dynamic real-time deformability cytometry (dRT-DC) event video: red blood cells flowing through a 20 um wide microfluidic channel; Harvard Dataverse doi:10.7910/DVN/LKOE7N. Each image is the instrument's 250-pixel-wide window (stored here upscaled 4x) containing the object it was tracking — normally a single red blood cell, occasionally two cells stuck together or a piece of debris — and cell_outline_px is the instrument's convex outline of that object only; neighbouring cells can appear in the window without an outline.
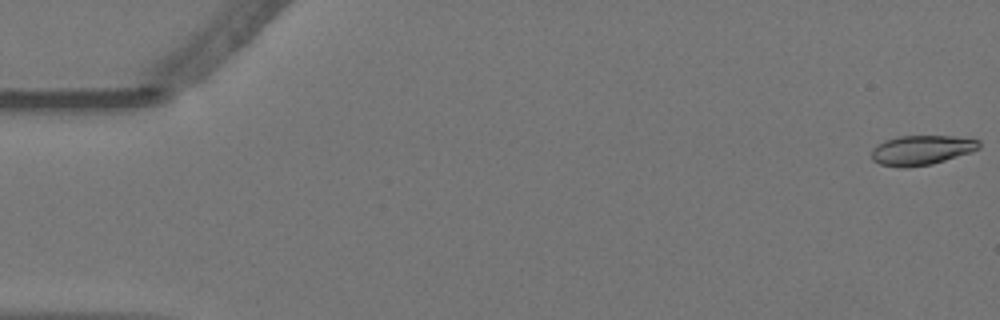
{"species": "Egyptian fruit bat (a non-hibernating species)", "species_latin": "Rousettus aegyptiacus", "temperature_condition": "warm", "stored_images_in_passage": 42, "camera_frame_rate_fps": 3000, "um_per_image_px": 0.085, "animal": {"sex": "female"}, "frame": {"image": 1, "passage_image": 1, "time_ms": 0.0, "image_size_px": [1000, 320], "cell_outline_px": [[980, 148], [972, 152], [932, 164], [904, 168], [900, 168], [880, 164], [872, 160], [872, 148], [884, 140], [900, 136], [956, 136], [980, 140]], "centroid_in_image_um": [78.34, 12.76], "position_along_channel_um": 6.7, "area_um2": 18.73}}
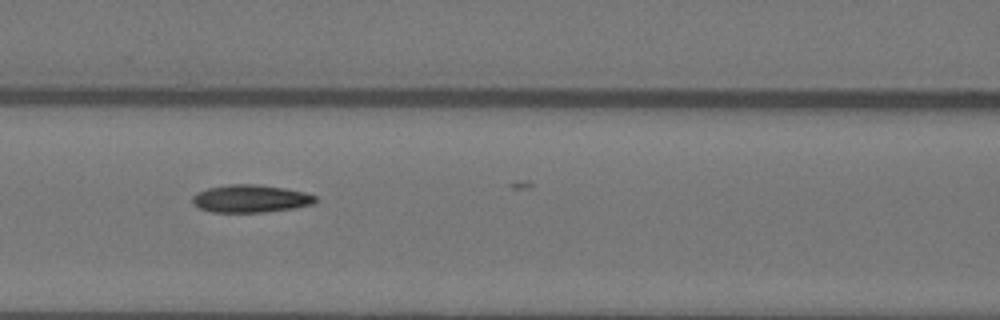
{"frame": {"image": 2, "passage_image": 25, "time_ms": 8.0, "image_size_px": [1000, 320], "cell_outline_px": [[316, 200], [312, 204], [292, 208], [264, 212], [212, 212], [200, 208], [192, 200], [192, 196], [196, 192], [208, 188], [228, 184], [256, 184], [284, 188], [304, 192], [316, 196]], "centroid_in_image_um": [21.28, 16.88], "position_along_channel_um": 145.3, "area_um2": 19.65}}
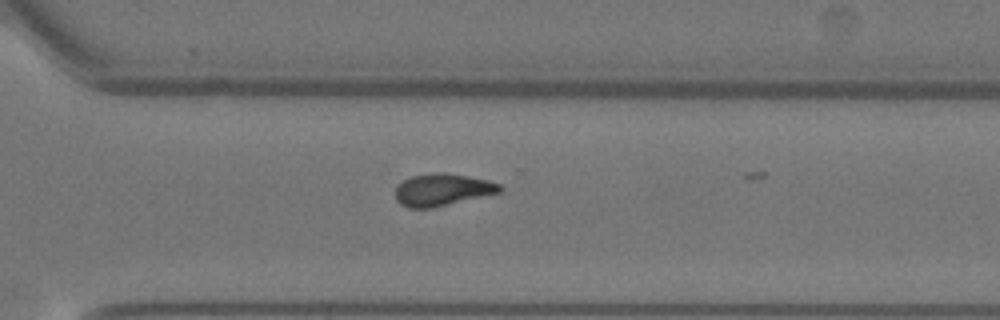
{"frame": {"image": 3, "passage_image": 41, "time_ms": 13.333, "image_size_px": [1000, 320], "cell_outline_px": [[504, 188], [500, 192], [432, 208], [408, 208], [400, 204], [396, 200], [396, 188], [404, 180], [412, 176], [440, 172], [444, 172], [468, 176], [488, 180], [500, 184]], "centroid_in_image_um": [37.61, 16.13], "position_along_channel_um": 333.0, "area_um2": 19.42}}